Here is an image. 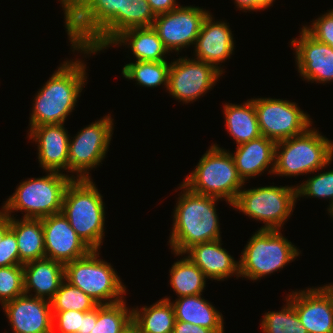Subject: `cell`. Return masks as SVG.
Instances as JSON below:
<instances>
[{
    "label": "cell",
    "mask_w": 333,
    "mask_h": 333,
    "mask_svg": "<svg viewBox=\"0 0 333 333\" xmlns=\"http://www.w3.org/2000/svg\"><path fill=\"white\" fill-rule=\"evenodd\" d=\"M311 25L303 28L317 41L333 48V9L315 19Z\"/></svg>",
    "instance_id": "cell-37"
},
{
    "label": "cell",
    "mask_w": 333,
    "mask_h": 333,
    "mask_svg": "<svg viewBox=\"0 0 333 333\" xmlns=\"http://www.w3.org/2000/svg\"><path fill=\"white\" fill-rule=\"evenodd\" d=\"M220 76L222 73L211 64L181 57L171 62L167 90L180 102H194L211 90Z\"/></svg>",
    "instance_id": "cell-13"
},
{
    "label": "cell",
    "mask_w": 333,
    "mask_h": 333,
    "mask_svg": "<svg viewBox=\"0 0 333 333\" xmlns=\"http://www.w3.org/2000/svg\"><path fill=\"white\" fill-rule=\"evenodd\" d=\"M2 306L13 333H53L50 301L23 294Z\"/></svg>",
    "instance_id": "cell-17"
},
{
    "label": "cell",
    "mask_w": 333,
    "mask_h": 333,
    "mask_svg": "<svg viewBox=\"0 0 333 333\" xmlns=\"http://www.w3.org/2000/svg\"><path fill=\"white\" fill-rule=\"evenodd\" d=\"M287 298L308 333H333V305L321 287L292 291Z\"/></svg>",
    "instance_id": "cell-18"
},
{
    "label": "cell",
    "mask_w": 333,
    "mask_h": 333,
    "mask_svg": "<svg viewBox=\"0 0 333 333\" xmlns=\"http://www.w3.org/2000/svg\"><path fill=\"white\" fill-rule=\"evenodd\" d=\"M52 311L77 310L88 312L99 304L79 288H76L65 279L62 281L59 290L50 301Z\"/></svg>",
    "instance_id": "cell-33"
},
{
    "label": "cell",
    "mask_w": 333,
    "mask_h": 333,
    "mask_svg": "<svg viewBox=\"0 0 333 333\" xmlns=\"http://www.w3.org/2000/svg\"><path fill=\"white\" fill-rule=\"evenodd\" d=\"M92 181L72 179L65 190L61 212L92 250H100L105 233V203Z\"/></svg>",
    "instance_id": "cell-4"
},
{
    "label": "cell",
    "mask_w": 333,
    "mask_h": 333,
    "mask_svg": "<svg viewBox=\"0 0 333 333\" xmlns=\"http://www.w3.org/2000/svg\"><path fill=\"white\" fill-rule=\"evenodd\" d=\"M224 21H214L211 13L204 19L195 43V59L213 65L222 74L220 63L230 58L234 51V39L230 27ZM219 65V66H218Z\"/></svg>",
    "instance_id": "cell-19"
},
{
    "label": "cell",
    "mask_w": 333,
    "mask_h": 333,
    "mask_svg": "<svg viewBox=\"0 0 333 333\" xmlns=\"http://www.w3.org/2000/svg\"><path fill=\"white\" fill-rule=\"evenodd\" d=\"M85 69L81 59L66 60L57 68L33 99L30 127L64 124L87 81Z\"/></svg>",
    "instance_id": "cell-2"
},
{
    "label": "cell",
    "mask_w": 333,
    "mask_h": 333,
    "mask_svg": "<svg viewBox=\"0 0 333 333\" xmlns=\"http://www.w3.org/2000/svg\"><path fill=\"white\" fill-rule=\"evenodd\" d=\"M25 294L23 265L0 267V303Z\"/></svg>",
    "instance_id": "cell-34"
},
{
    "label": "cell",
    "mask_w": 333,
    "mask_h": 333,
    "mask_svg": "<svg viewBox=\"0 0 333 333\" xmlns=\"http://www.w3.org/2000/svg\"><path fill=\"white\" fill-rule=\"evenodd\" d=\"M173 333H214V332L206 327L175 320Z\"/></svg>",
    "instance_id": "cell-41"
},
{
    "label": "cell",
    "mask_w": 333,
    "mask_h": 333,
    "mask_svg": "<svg viewBox=\"0 0 333 333\" xmlns=\"http://www.w3.org/2000/svg\"><path fill=\"white\" fill-rule=\"evenodd\" d=\"M10 217V229L15 233L19 259L25 264L46 257L42 219Z\"/></svg>",
    "instance_id": "cell-26"
},
{
    "label": "cell",
    "mask_w": 333,
    "mask_h": 333,
    "mask_svg": "<svg viewBox=\"0 0 333 333\" xmlns=\"http://www.w3.org/2000/svg\"><path fill=\"white\" fill-rule=\"evenodd\" d=\"M297 199L296 186H262L241 189L231 206L249 218L263 221L260 230H281Z\"/></svg>",
    "instance_id": "cell-10"
},
{
    "label": "cell",
    "mask_w": 333,
    "mask_h": 333,
    "mask_svg": "<svg viewBox=\"0 0 333 333\" xmlns=\"http://www.w3.org/2000/svg\"><path fill=\"white\" fill-rule=\"evenodd\" d=\"M326 294L328 295V297L330 298L332 305H333V284H327L321 287Z\"/></svg>",
    "instance_id": "cell-47"
},
{
    "label": "cell",
    "mask_w": 333,
    "mask_h": 333,
    "mask_svg": "<svg viewBox=\"0 0 333 333\" xmlns=\"http://www.w3.org/2000/svg\"><path fill=\"white\" fill-rule=\"evenodd\" d=\"M93 328V310L85 312L82 316L81 330L78 333H90Z\"/></svg>",
    "instance_id": "cell-43"
},
{
    "label": "cell",
    "mask_w": 333,
    "mask_h": 333,
    "mask_svg": "<svg viewBox=\"0 0 333 333\" xmlns=\"http://www.w3.org/2000/svg\"><path fill=\"white\" fill-rule=\"evenodd\" d=\"M333 159V142L309 128L299 136L277 142L273 174L295 177L317 173Z\"/></svg>",
    "instance_id": "cell-5"
},
{
    "label": "cell",
    "mask_w": 333,
    "mask_h": 333,
    "mask_svg": "<svg viewBox=\"0 0 333 333\" xmlns=\"http://www.w3.org/2000/svg\"><path fill=\"white\" fill-rule=\"evenodd\" d=\"M201 295L183 296L171 302L175 320L206 327L214 333H224L222 313Z\"/></svg>",
    "instance_id": "cell-24"
},
{
    "label": "cell",
    "mask_w": 333,
    "mask_h": 333,
    "mask_svg": "<svg viewBox=\"0 0 333 333\" xmlns=\"http://www.w3.org/2000/svg\"><path fill=\"white\" fill-rule=\"evenodd\" d=\"M152 11L157 16L174 10L180 5L176 4V0H147Z\"/></svg>",
    "instance_id": "cell-42"
},
{
    "label": "cell",
    "mask_w": 333,
    "mask_h": 333,
    "mask_svg": "<svg viewBox=\"0 0 333 333\" xmlns=\"http://www.w3.org/2000/svg\"><path fill=\"white\" fill-rule=\"evenodd\" d=\"M125 301L94 308L90 333H123L132 324V309L126 307Z\"/></svg>",
    "instance_id": "cell-30"
},
{
    "label": "cell",
    "mask_w": 333,
    "mask_h": 333,
    "mask_svg": "<svg viewBox=\"0 0 333 333\" xmlns=\"http://www.w3.org/2000/svg\"><path fill=\"white\" fill-rule=\"evenodd\" d=\"M299 37L293 38L291 45L301 77L312 83L333 82V48L317 41L304 28Z\"/></svg>",
    "instance_id": "cell-16"
},
{
    "label": "cell",
    "mask_w": 333,
    "mask_h": 333,
    "mask_svg": "<svg viewBox=\"0 0 333 333\" xmlns=\"http://www.w3.org/2000/svg\"><path fill=\"white\" fill-rule=\"evenodd\" d=\"M110 45H127L136 57V61H166L165 54L169 53L153 27L127 29L119 34Z\"/></svg>",
    "instance_id": "cell-25"
},
{
    "label": "cell",
    "mask_w": 333,
    "mask_h": 333,
    "mask_svg": "<svg viewBox=\"0 0 333 333\" xmlns=\"http://www.w3.org/2000/svg\"><path fill=\"white\" fill-rule=\"evenodd\" d=\"M257 113L261 134L275 143L299 136L312 126L296 102L273 98H251Z\"/></svg>",
    "instance_id": "cell-12"
},
{
    "label": "cell",
    "mask_w": 333,
    "mask_h": 333,
    "mask_svg": "<svg viewBox=\"0 0 333 333\" xmlns=\"http://www.w3.org/2000/svg\"><path fill=\"white\" fill-rule=\"evenodd\" d=\"M46 258L65 265L92 249L76 234L63 213L42 218Z\"/></svg>",
    "instance_id": "cell-15"
},
{
    "label": "cell",
    "mask_w": 333,
    "mask_h": 333,
    "mask_svg": "<svg viewBox=\"0 0 333 333\" xmlns=\"http://www.w3.org/2000/svg\"><path fill=\"white\" fill-rule=\"evenodd\" d=\"M73 176L49 171L46 176L20 182L1 210L8 216L20 210L25 212L23 218L33 219L61 213L64 193Z\"/></svg>",
    "instance_id": "cell-7"
},
{
    "label": "cell",
    "mask_w": 333,
    "mask_h": 333,
    "mask_svg": "<svg viewBox=\"0 0 333 333\" xmlns=\"http://www.w3.org/2000/svg\"><path fill=\"white\" fill-rule=\"evenodd\" d=\"M328 212L330 213L331 217H333V203L331 205H329V208H327Z\"/></svg>",
    "instance_id": "cell-49"
},
{
    "label": "cell",
    "mask_w": 333,
    "mask_h": 333,
    "mask_svg": "<svg viewBox=\"0 0 333 333\" xmlns=\"http://www.w3.org/2000/svg\"><path fill=\"white\" fill-rule=\"evenodd\" d=\"M173 212V228L169 245L173 253L183 254L198 243L221 239L215 203L221 200L191 191L183 183Z\"/></svg>",
    "instance_id": "cell-1"
},
{
    "label": "cell",
    "mask_w": 333,
    "mask_h": 333,
    "mask_svg": "<svg viewBox=\"0 0 333 333\" xmlns=\"http://www.w3.org/2000/svg\"><path fill=\"white\" fill-rule=\"evenodd\" d=\"M111 116L92 122L69 139L67 172L76 173L74 179H91L89 171L105 159L114 130Z\"/></svg>",
    "instance_id": "cell-11"
},
{
    "label": "cell",
    "mask_w": 333,
    "mask_h": 333,
    "mask_svg": "<svg viewBox=\"0 0 333 333\" xmlns=\"http://www.w3.org/2000/svg\"><path fill=\"white\" fill-rule=\"evenodd\" d=\"M123 333H140L138 328L132 323Z\"/></svg>",
    "instance_id": "cell-48"
},
{
    "label": "cell",
    "mask_w": 333,
    "mask_h": 333,
    "mask_svg": "<svg viewBox=\"0 0 333 333\" xmlns=\"http://www.w3.org/2000/svg\"><path fill=\"white\" fill-rule=\"evenodd\" d=\"M300 252L280 230H258L247 242L239 260V274L253 281L282 270Z\"/></svg>",
    "instance_id": "cell-8"
},
{
    "label": "cell",
    "mask_w": 333,
    "mask_h": 333,
    "mask_svg": "<svg viewBox=\"0 0 333 333\" xmlns=\"http://www.w3.org/2000/svg\"><path fill=\"white\" fill-rule=\"evenodd\" d=\"M53 333H78L81 330L82 316L85 312L77 310L52 311Z\"/></svg>",
    "instance_id": "cell-38"
},
{
    "label": "cell",
    "mask_w": 333,
    "mask_h": 333,
    "mask_svg": "<svg viewBox=\"0 0 333 333\" xmlns=\"http://www.w3.org/2000/svg\"><path fill=\"white\" fill-rule=\"evenodd\" d=\"M285 306V307H284ZM281 311H268L261 319L264 333H308L302 325L292 302L286 297V305Z\"/></svg>",
    "instance_id": "cell-32"
},
{
    "label": "cell",
    "mask_w": 333,
    "mask_h": 333,
    "mask_svg": "<svg viewBox=\"0 0 333 333\" xmlns=\"http://www.w3.org/2000/svg\"><path fill=\"white\" fill-rule=\"evenodd\" d=\"M127 0H94L66 29L72 51L97 54L123 31Z\"/></svg>",
    "instance_id": "cell-3"
},
{
    "label": "cell",
    "mask_w": 333,
    "mask_h": 333,
    "mask_svg": "<svg viewBox=\"0 0 333 333\" xmlns=\"http://www.w3.org/2000/svg\"><path fill=\"white\" fill-rule=\"evenodd\" d=\"M156 15L147 0H127L125 30L152 27Z\"/></svg>",
    "instance_id": "cell-36"
},
{
    "label": "cell",
    "mask_w": 333,
    "mask_h": 333,
    "mask_svg": "<svg viewBox=\"0 0 333 333\" xmlns=\"http://www.w3.org/2000/svg\"><path fill=\"white\" fill-rule=\"evenodd\" d=\"M235 3L237 8L245 12L256 11V0H235Z\"/></svg>",
    "instance_id": "cell-45"
},
{
    "label": "cell",
    "mask_w": 333,
    "mask_h": 333,
    "mask_svg": "<svg viewBox=\"0 0 333 333\" xmlns=\"http://www.w3.org/2000/svg\"><path fill=\"white\" fill-rule=\"evenodd\" d=\"M23 265L19 259V250L15 233L10 229L0 240V267Z\"/></svg>",
    "instance_id": "cell-39"
},
{
    "label": "cell",
    "mask_w": 333,
    "mask_h": 333,
    "mask_svg": "<svg viewBox=\"0 0 333 333\" xmlns=\"http://www.w3.org/2000/svg\"><path fill=\"white\" fill-rule=\"evenodd\" d=\"M187 254L188 258L195 263L204 273L207 279L224 281L229 276L234 275L240 277L239 261L222 248L221 239L206 243H198L188 248L183 254Z\"/></svg>",
    "instance_id": "cell-21"
},
{
    "label": "cell",
    "mask_w": 333,
    "mask_h": 333,
    "mask_svg": "<svg viewBox=\"0 0 333 333\" xmlns=\"http://www.w3.org/2000/svg\"><path fill=\"white\" fill-rule=\"evenodd\" d=\"M223 110L226 130L237 145L249 142L262 135L252 99H248L247 102L240 105L226 103Z\"/></svg>",
    "instance_id": "cell-27"
},
{
    "label": "cell",
    "mask_w": 333,
    "mask_h": 333,
    "mask_svg": "<svg viewBox=\"0 0 333 333\" xmlns=\"http://www.w3.org/2000/svg\"><path fill=\"white\" fill-rule=\"evenodd\" d=\"M274 0H256V10H263L272 6Z\"/></svg>",
    "instance_id": "cell-46"
},
{
    "label": "cell",
    "mask_w": 333,
    "mask_h": 333,
    "mask_svg": "<svg viewBox=\"0 0 333 333\" xmlns=\"http://www.w3.org/2000/svg\"><path fill=\"white\" fill-rule=\"evenodd\" d=\"M94 0H60L67 28Z\"/></svg>",
    "instance_id": "cell-40"
},
{
    "label": "cell",
    "mask_w": 333,
    "mask_h": 333,
    "mask_svg": "<svg viewBox=\"0 0 333 333\" xmlns=\"http://www.w3.org/2000/svg\"><path fill=\"white\" fill-rule=\"evenodd\" d=\"M23 271L25 294L48 301L64 280V265L46 257L23 264Z\"/></svg>",
    "instance_id": "cell-23"
},
{
    "label": "cell",
    "mask_w": 333,
    "mask_h": 333,
    "mask_svg": "<svg viewBox=\"0 0 333 333\" xmlns=\"http://www.w3.org/2000/svg\"><path fill=\"white\" fill-rule=\"evenodd\" d=\"M170 65L167 61H136L124 65L122 74L142 87L154 88L163 84L167 89Z\"/></svg>",
    "instance_id": "cell-31"
},
{
    "label": "cell",
    "mask_w": 333,
    "mask_h": 333,
    "mask_svg": "<svg viewBox=\"0 0 333 333\" xmlns=\"http://www.w3.org/2000/svg\"><path fill=\"white\" fill-rule=\"evenodd\" d=\"M64 124H51L30 127L29 139L38 142V160L40 167L47 173L68 170L69 139Z\"/></svg>",
    "instance_id": "cell-20"
},
{
    "label": "cell",
    "mask_w": 333,
    "mask_h": 333,
    "mask_svg": "<svg viewBox=\"0 0 333 333\" xmlns=\"http://www.w3.org/2000/svg\"><path fill=\"white\" fill-rule=\"evenodd\" d=\"M170 272V286L178 297L202 294L206 276L187 256L176 261Z\"/></svg>",
    "instance_id": "cell-29"
},
{
    "label": "cell",
    "mask_w": 333,
    "mask_h": 333,
    "mask_svg": "<svg viewBox=\"0 0 333 333\" xmlns=\"http://www.w3.org/2000/svg\"><path fill=\"white\" fill-rule=\"evenodd\" d=\"M182 183L193 192L223 198L229 205L235 202L244 185L231 153L218 144L210 146Z\"/></svg>",
    "instance_id": "cell-6"
},
{
    "label": "cell",
    "mask_w": 333,
    "mask_h": 333,
    "mask_svg": "<svg viewBox=\"0 0 333 333\" xmlns=\"http://www.w3.org/2000/svg\"><path fill=\"white\" fill-rule=\"evenodd\" d=\"M132 323L140 333H173L175 312L169 297L150 306L132 308Z\"/></svg>",
    "instance_id": "cell-28"
},
{
    "label": "cell",
    "mask_w": 333,
    "mask_h": 333,
    "mask_svg": "<svg viewBox=\"0 0 333 333\" xmlns=\"http://www.w3.org/2000/svg\"><path fill=\"white\" fill-rule=\"evenodd\" d=\"M297 198L299 197H312L329 199L330 205L333 203V169L327 172L315 174L310 176L305 183L297 185Z\"/></svg>",
    "instance_id": "cell-35"
},
{
    "label": "cell",
    "mask_w": 333,
    "mask_h": 333,
    "mask_svg": "<svg viewBox=\"0 0 333 333\" xmlns=\"http://www.w3.org/2000/svg\"><path fill=\"white\" fill-rule=\"evenodd\" d=\"M210 12L195 6H179L167 13L159 14L153 22L165 48L179 52L194 45L200 33L204 19Z\"/></svg>",
    "instance_id": "cell-14"
},
{
    "label": "cell",
    "mask_w": 333,
    "mask_h": 333,
    "mask_svg": "<svg viewBox=\"0 0 333 333\" xmlns=\"http://www.w3.org/2000/svg\"><path fill=\"white\" fill-rule=\"evenodd\" d=\"M10 230V217L0 210V240Z\"/></svg>",
    "instance_id": "cell-44"
},
{
    "label": "cell",
    "mask_w": 333,
    "mask_h": 333,
    "mask_svg": "<svg viewBox=\"0 0 333 333\" xmlns=\"http://www.w3.org/2000/svg\"><path fill=\"white\" fill-rule=\"evenodd\" d=\"M98 257L99 251L91 250L86 256L65 264L64 279L99 305L122 301L125 285L111 264Z\"/></svg>",
    "instance_id": "cell-9"
},
{
    "label": "cell",
    "mask_w": 333,
    "mask_h": 333,
    "mask_svg": "<svg viewBox=\"0 0 333 333\" xmlns=\"http://www.w3.org/2000/svg\"><path fill=\"white\" fill-rule=\"evenodd\" d=\"M275 145L273 140L261 135L249 142L236 146V152L231 153L239 177L245 183L247 179L259 176L269 169V173L274 171ZM246 180V181H245Z\"/></svg>",
    "instance_id": "cell-22"
}]
</instances>
